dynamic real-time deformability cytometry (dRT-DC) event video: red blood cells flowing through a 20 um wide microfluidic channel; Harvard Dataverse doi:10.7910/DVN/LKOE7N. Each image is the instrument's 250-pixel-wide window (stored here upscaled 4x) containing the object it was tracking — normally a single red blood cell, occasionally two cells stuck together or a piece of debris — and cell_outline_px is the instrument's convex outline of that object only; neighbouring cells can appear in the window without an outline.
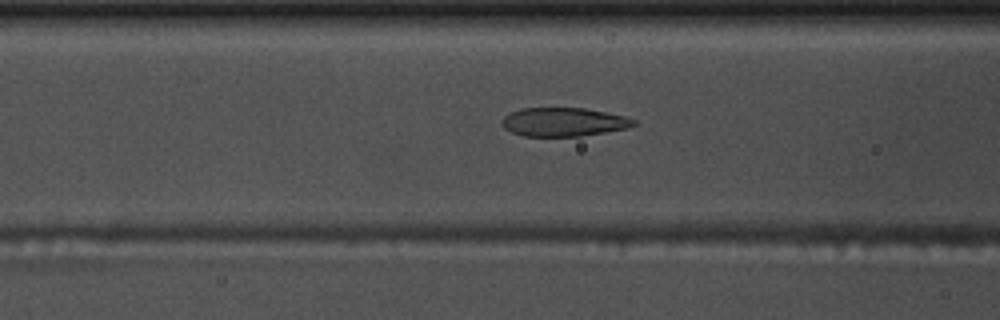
{"species": "common noctule bat (a hibernating species)", "species_latin": "Nyctalus noctula", "temperature_condition": "warm", "stored_images_in_passage": 54, "camera_frame_rate_fps": 3000, "um_per_image_px": 0.085, "animal": {"sex": "male", "body_mass_g": 17.5, "forearm_length_mm": 52.3}, "frame": {"image": 1, "passage_image": 21, "time_ms": 6.667, "image_size_px": [1000, 320], "cell_outline_px": [[636, 124], [628, 128], [580, 136], [524, 136], [512, 132], [504, 128], [500, 124], [504, 116], [520, 108], [584, 108], [624, 116], [636, 120]], "centroid_in_image_um": [47.88, 10.37], "position_along_channel_um": 118.7, "area_um2": 21.91}}
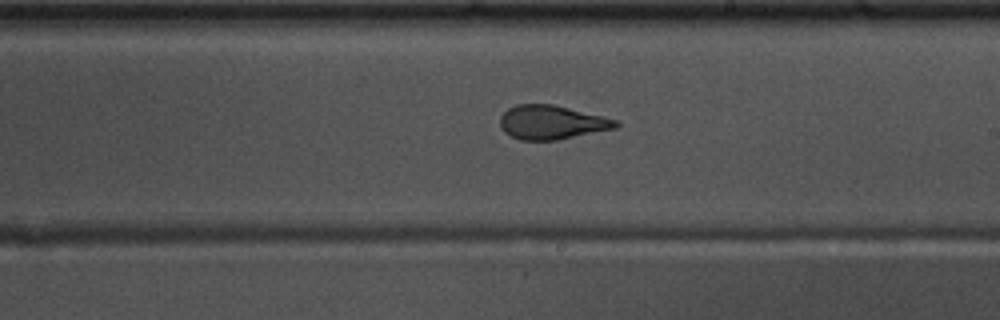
{"frame": {"image": 2, "passage_image": 31, "time_ms": 10.0, "image_size_px": [1000, 320], "cell_outline_px": [[620, 124], [616, 128], [556, 140], [520, 140], [504, 132], [500, 128], [500, 116], [508, 108], [516, 104], [552, 104], [616, 120]], "centroid_in_image_um": [46.84, 10.4], "position_along_channel_um": 242.2, "area_um2": 22.66}}
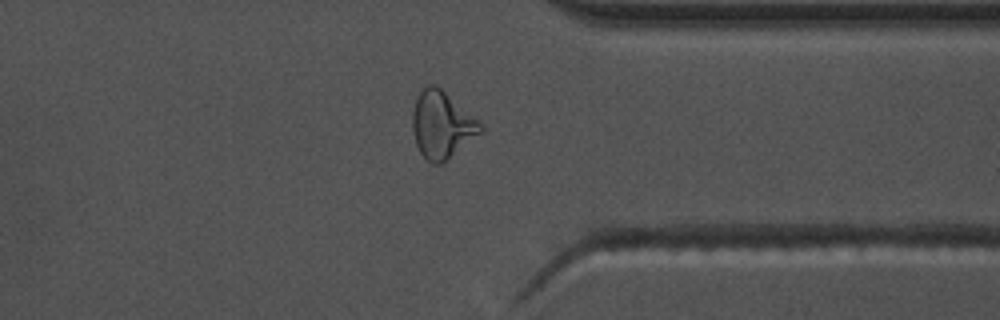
{"frame": {"image": 3, "passage_image": 42, "time_ms": 13.667, "image_size_px": [1000, 320], "cell_outline_px": [[484, 132], [440, 164], [432, 164], [420, 152], [416, 144], [412, 128], [412, 116], [416, 100], [420, 88], [428, 84], [436, 84], [484, 124]], "centroid_in_image_um": [37.58, 10.59], "position_along_channel_um": 373.8, "area_um2": 26.7}, "authors_computed_cell_mechanics": {"area_um2": 23.5535, "velocity_mm_per_s": 3.7132, "shape_relaxation_time_tau1_ms": 4.7763, "shape_relaxation_time_tau2_ms": 1.1751, "deformation_change_tau1": 0.1762, "deformation_change_tau2": 0.0781}}